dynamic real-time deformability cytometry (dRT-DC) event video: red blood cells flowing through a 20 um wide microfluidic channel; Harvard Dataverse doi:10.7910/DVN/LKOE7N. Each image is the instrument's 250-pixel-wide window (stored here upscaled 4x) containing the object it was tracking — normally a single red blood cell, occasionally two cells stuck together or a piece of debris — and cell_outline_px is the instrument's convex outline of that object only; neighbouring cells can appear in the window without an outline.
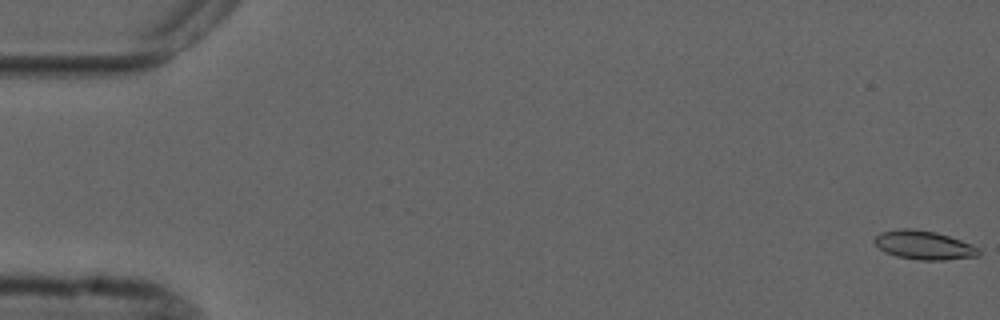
{"species": "common noctule bat (a hibernating species)", "species_latin": "Nyctalus noctula", "temperature_condition": "cold", "stored_images_in_passage": 5, "camera_frame_rate_fps": 3000, "um_per_image_px": 0.085, "animal": {"sex": "male", "forearm_length_mm": 52.5}, "frame": {"image": 1, "passage_image": 1, "time_ms": 0.0, "image_size_px": [1000, 320], "cell_outline_px": [[980, 256], [944, 260], [920, 260], [896, 256], [884, 252], [872, 240], [880, 232], [900, 228], [912, 228], [936, 232], [960, 240], [980, 248]], "centroid_in_image_um": [78.52, 20.83], "position_along_channel_um": 6.5, "area_um2": 17.57}}
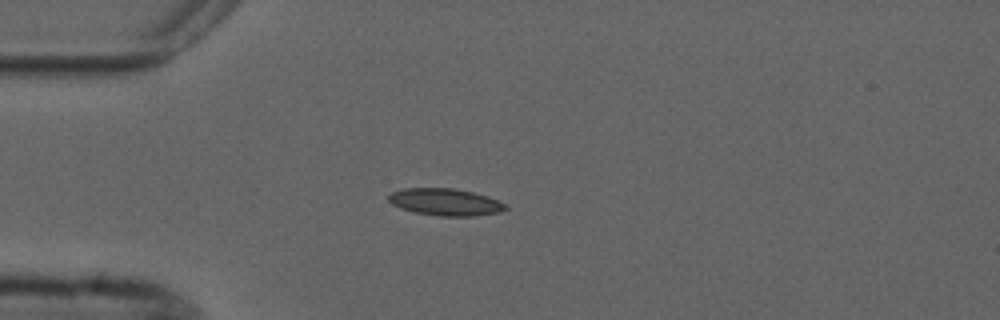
{"frame": {"image": 2, "passage_image": 5, "time_ms": 4.667, "image_size_px": [1000, 320], "cell_outline_px": [[508, 208], [500, 212], [472, 216], [440, 216], [416, 212], [400, 208], [392, 204], [388, 200], [388, 196], [392, 192], [404, 188], [452, 188], [472, 192], [488, 196], [508, 204]], "centroid_in_image_um": [37.88, 17.17], "position_along_channel_um": 47.1, "area_um2": 18.44}}